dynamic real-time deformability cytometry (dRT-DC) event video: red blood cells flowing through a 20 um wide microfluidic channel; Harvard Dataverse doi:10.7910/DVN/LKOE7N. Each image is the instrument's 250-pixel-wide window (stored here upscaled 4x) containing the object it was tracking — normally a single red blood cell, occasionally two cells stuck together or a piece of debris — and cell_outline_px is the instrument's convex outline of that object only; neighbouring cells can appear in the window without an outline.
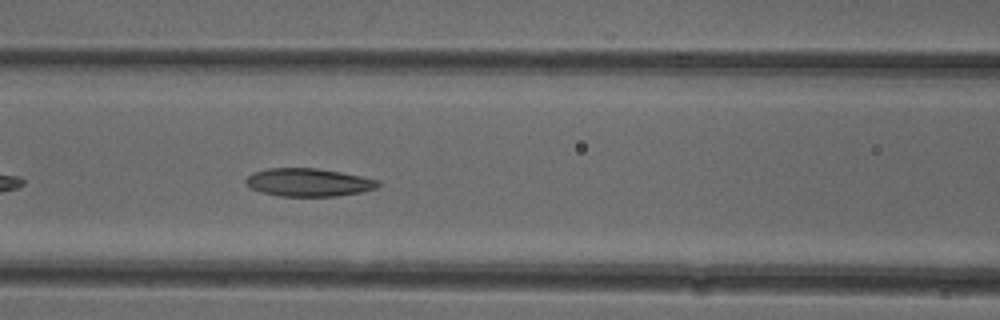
{"species": "common noctule bat (a hibernating species)", "species_latin": "Nyctalus noctula", "temperature_condition": "cold", "stored_images_in_passage": 38, "camera_frame_rate_fps": 3000, "um_per_image_px": 0.085, "animal": {"sex": "female"}, "frame": {"image": 1, "passage_image": 8, "time_ms": 2.333, "image_size_px": [1000, 320], "cell_outline_px": [[380, 184], [376, 188], [360, 192], [336, 196], [280, 196], [260, 192], [244, 184], [244, 180], [252, 172], [268, 168], [316, 168], [340, 172], [380, 180]], "centroid_in_image_um": [26.18, 15.5], "position_along_channel_um": 140.4, "area_um2": 21.62}}
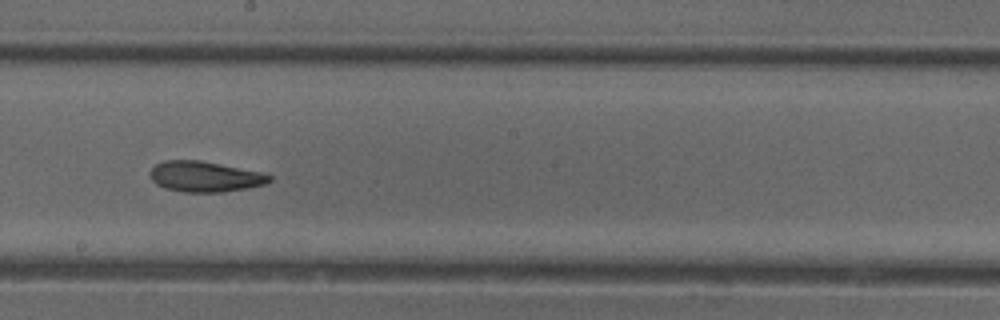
{"frame": {"image": 2, "passage_image": 15, "time_ms": 4.667, "image_size_px": [1000, 320], "cell_outline_px": [[272, 180], [264, 184], [248, 188], [224, 192], [184, 192], [164, 188], [156, 184], [152, 180], [148, 172], [156, 164], [164, 160], [200, 160], [260, 172], [272, 176]], "centroid_in_image_um": [17.38, 15.01], "position_along_channel_um": 230.8, "area_um2": 21.27}}
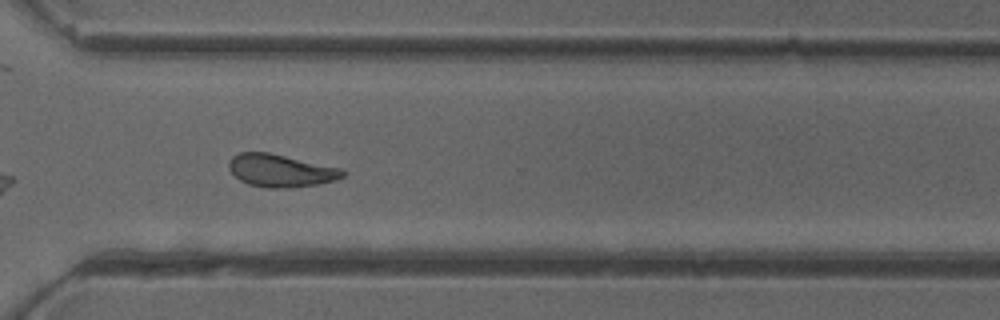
{"frame": {"image": 3, "passage_image": 24, "time_ms": 7.667, "image_size_px": [1000, 320], "cell_outline_px": [[348, 172], [344, 176], [336, 180], [320, 184], [288, 188], [268, 188], [248, 184], [240, 180], [228, 168], [228, 164], [232, 156], [240, 152], [268, 152], [340, 168]], "centroid_in_image_um": [23.87, 14.51], "position_along_channel_um": 346.7, "area_um2": 21.68}, "authors_computed_cell_mechanics": {"area_um2": 21.386, "velocity_mm_per_s": 3.8743, "shape_relaxation_time_tau1_ms": null, "shape_relaxation_time_tau2_ms": 3.8694, "deformation_change_tau1": null, "deformation_change_tau2": 0.1253}}